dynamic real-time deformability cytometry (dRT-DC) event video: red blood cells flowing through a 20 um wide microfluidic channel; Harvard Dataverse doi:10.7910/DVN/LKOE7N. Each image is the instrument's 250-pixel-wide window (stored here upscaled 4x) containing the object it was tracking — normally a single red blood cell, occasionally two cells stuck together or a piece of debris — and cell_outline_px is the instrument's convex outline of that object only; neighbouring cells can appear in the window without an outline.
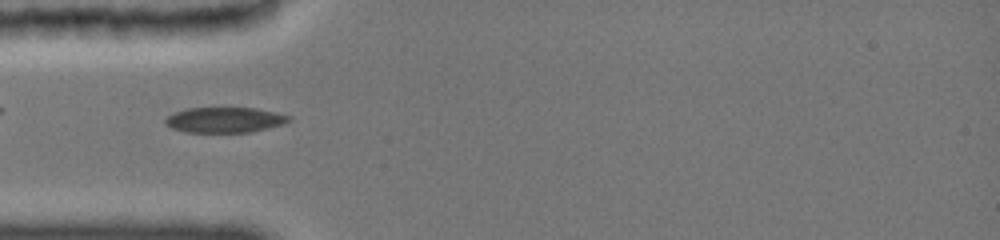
{"species": "common noctule bat (a hibernating species)", "species_latin": "Nyctalus noctula", "temperature_condition": "cold", "stored_images_in_passage": 82, "camera_frame_rate_fps": 3000, "um_per_image_px": 0.085, "animal": {"sex": "female", "body_mass_g": 19.0, "forearm_length_mm": 51.5}, "frame": {"image": 1, "passage_image": 29, "time_ms": 4.333, "image_size_px": [1000, 240], "cell_outline_px": [[288, 120], [280, 124], [248, 132], [188, 132], [172, 128], [164, 120], [168, 116], [176, 112], [188, 108], [256, 108], [276, 112], [288, 116]], "centroid_in_image_um": [19.05, 10.18], "position_along_channel_um": 65.9, "area_um2": 17.69}}
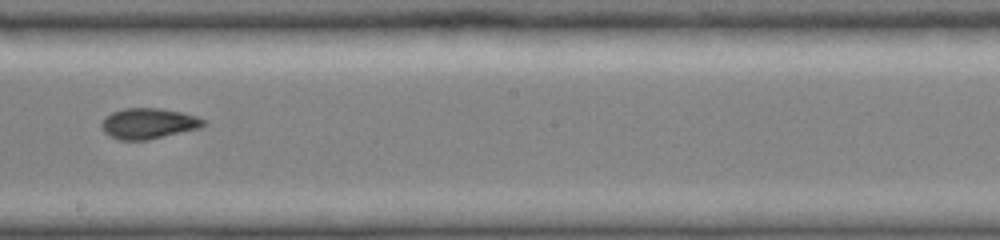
{"frame": {"image": 2, "passage_image": 59, "time_ms": 8.667, "image_size_px": [1000, 240], "cell_outline_px": [[204, 124], [200, 128], [144, 140], [120, 140], [104, 132], [100, 124], [112, 112], [124, 108], [160, 108], [180, 112], [196, 116], [204, 120]], "centroid_in_image_um": [12.6, 10.49], "position_along_channel_um": 235.6, "area_um2": 17.8}}
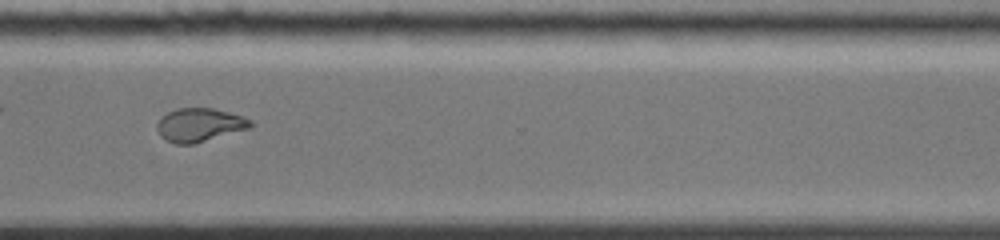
{"frame": {"image": 3, "passage_image": 81, "time_ms": 11.667, "image_size_px": [1000, 240], "cell_outline_px": [[252, 128], [192, 144], [176, 144], [160, 136], [156, 128], [156, 124], [168, 112], [176, 108], [212, 108], [228, 112], [252, 120]], "centroid_in_image_um": [16.97, 10.62], "position_along_channel_um": 353.6, "area_um2": 18.09}}